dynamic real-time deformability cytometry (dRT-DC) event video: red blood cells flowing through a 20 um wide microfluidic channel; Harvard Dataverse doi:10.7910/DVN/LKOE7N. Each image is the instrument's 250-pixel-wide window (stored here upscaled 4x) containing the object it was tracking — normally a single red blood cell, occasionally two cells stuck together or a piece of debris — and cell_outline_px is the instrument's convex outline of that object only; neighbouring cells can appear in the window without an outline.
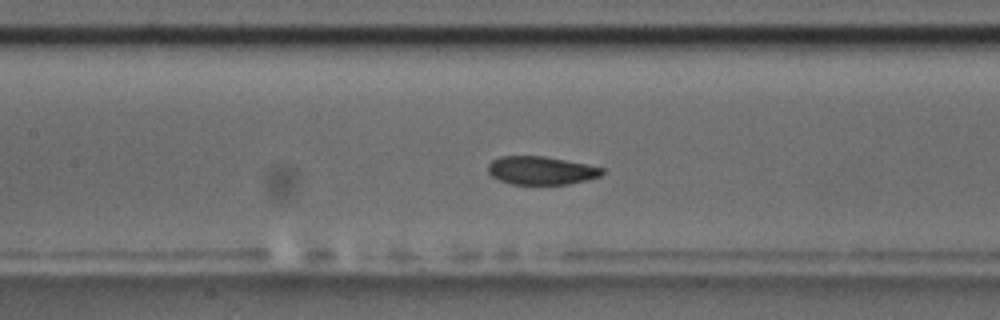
{"species": "common noctule bat (a hibernating species)", "species_latin": "Nyctalus noctula", "temperature_condition": "room temperature", "stored_images_in_passage": 40, "camera_frame_rate_fps": 3000, "um_per_image_px": 0.085, "animal": {"sex": "male", "body_mass_g": 17.5, "forearm_length_mm": 52.3}, "frame": {"image": 1, "passage_image": 9, "time_ms": 2.667, "image_size_px": [1000, 320], "cell_outline_px": [[604, 172], [600, 176], [568, 184], [512, 184], [500, 180], [492, 176], [488, 172], [488, 164], [492, 160], [500, 156], [544, 156], [604, 168]], "centroid_in_image_um": [45.96, 14.49], "position_along_channel_um": 161.4, "area_um2": 18.55}}
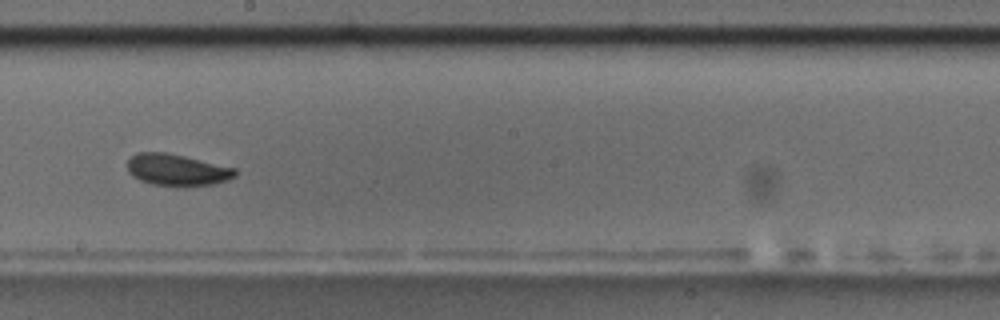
{"frame": {"image": 2, "passage_image": 15, "time_ms": 4.667, "image_size_px": [1000, 320], "cell_outline_px": [[236, 176], [228, 180], [216, 184], [176, 188], [152, 184], [140, 180], [132, 176], [128, 172], [128, 160], [136, 152], [168, 152], [236, 168]], "centroid_in_image_um": [15.06, 14.46], "position_along_channel_um": 233.1, "area_um2": 20.4}}
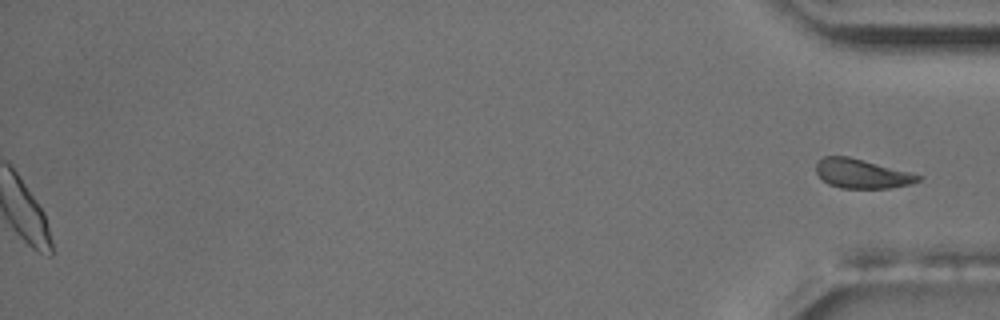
{"frame": {"image": 3, "passage_image": 40, "time_ms": 13.0, "image_size_px": [1000, 320], "cell_outline_px": [[920, 180], [908, 184], [888, 188], [840, 188], [828, 184], [816, 172], [816, 160], [824, 156], [848, 156], [908, 172], [920, 176]], "centroid_in_image_um": [73.17, 14.75], "position_along_channel_um": 362.0, "area_um2": 17.05}}